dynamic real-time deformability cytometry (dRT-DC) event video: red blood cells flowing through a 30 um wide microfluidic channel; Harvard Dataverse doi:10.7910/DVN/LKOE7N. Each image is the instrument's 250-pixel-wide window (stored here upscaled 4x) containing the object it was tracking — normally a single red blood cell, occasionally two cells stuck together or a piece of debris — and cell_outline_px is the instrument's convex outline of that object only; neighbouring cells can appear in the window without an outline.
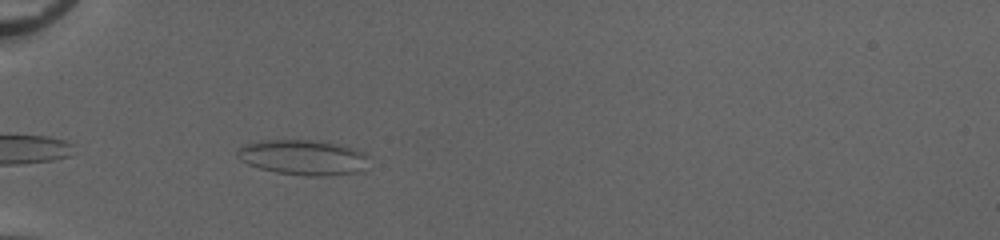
{"species": "common noctule bat (a hibernating species)", "species_latin": "Nyctalus noctula", "temperature_condition": "cold", "stored_images_in_passage": 7, "camera_frame_rate_fps": 3000, "um_per_image_px": 0.085, "animal": {"sex": "female", "body_mass_g": 20.0, "forearm_length_mm": 54.0}, "frame": {"image": 1, "passage_image": 3, "time_ms": 0.667, "image_size_px": [1000, 240], "cell_outline_px": [[368, 156], [356, 172], [324, 176], [308, 176], [276, 172], [260, 168], [248, 164], [240, 160], [236, 156], [236, 152], [244, 144], [268, 140], [320, 140], [340, 144], [364, 152]], "centroid_in_image_um": [25.7, 13.36], "position_along_channel_um": 59.3, "area_um2": 26.59}}